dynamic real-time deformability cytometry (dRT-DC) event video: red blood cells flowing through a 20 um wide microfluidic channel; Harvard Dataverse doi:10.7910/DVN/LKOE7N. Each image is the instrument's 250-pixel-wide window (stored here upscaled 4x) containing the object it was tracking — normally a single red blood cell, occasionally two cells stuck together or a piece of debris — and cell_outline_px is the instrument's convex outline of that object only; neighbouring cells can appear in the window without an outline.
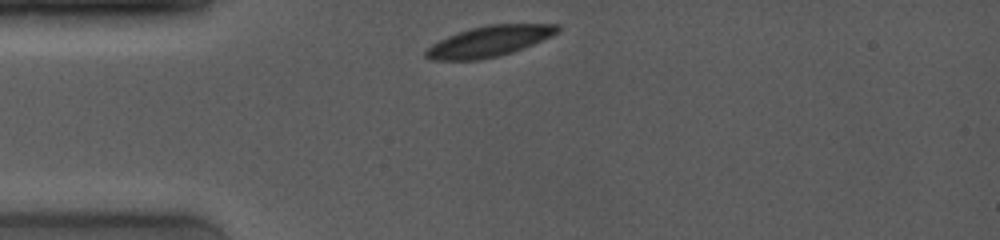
{"species": "common noctule bat (a hibernating species)", "species_latin": "Nyctalus noctula", "temperature_condition": "room temperature", "stored_images_in_passage": 2, "camera_frame_rate_fps": 4000, "um_per_image_px": 0.085, "animal": {"sex": "female", "body_mass_g": 19.0, "forearm_length_mm": 53.3}, "frame": {"image": 1, "passage_image": 1, "time_ms": 0.0, "image_size_px": [1000, 240], "cell_outline_px": [[560, 32], [532, 44], [512, 52], [496, 56], [476, 60], [432, 60], [424, 56], [424, 52], [432, 44], [456, 32], [488, 24], [560, 24]], "centroid_in_image_um": [41.57, 3.5], "position_along_channel_um": 43.4, "area_um2": 23.35}}